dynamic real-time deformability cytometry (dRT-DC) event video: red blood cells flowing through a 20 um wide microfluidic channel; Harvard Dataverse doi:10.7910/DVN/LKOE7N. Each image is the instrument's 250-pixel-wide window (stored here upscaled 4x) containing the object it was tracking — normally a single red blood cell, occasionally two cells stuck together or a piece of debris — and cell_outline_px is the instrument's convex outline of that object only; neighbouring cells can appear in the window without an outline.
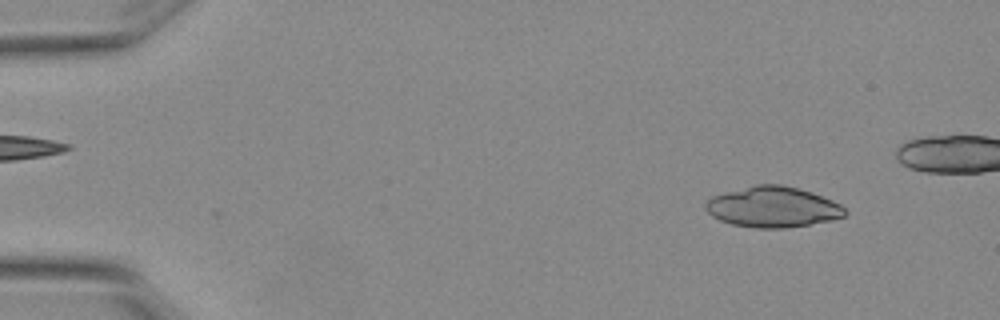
{"species": "Egyptian fruit bat (a non-hibernating species)", "species_latin": "Rousettus aegyptiacus", "temperature_condition": "warm", "stored_images_in_passage": 3, "camera_frame_rate_fps": 3000, "um_per_image_px": 0.085, "animal": {"sex": "female"}, "frame": {"image": 1, "passage_image": 1, "time_ms": 0.0, "image_size_px": [1000, 320], "cell_outline_px": [[848, 212], [844, 216], [832, 220], [784, 228], [752, 228], [732, 224], [720, 220], [712, 216], [704, 208], [704, 204], [712, 196], [724, 192], [756, 184], [780, 184], [812, 192], [832, 200], [840, 204]], "centroid_in_image_um": [65.67, 17.59], "position_along_channel_um": 19.3, "area_um2": 33.0}}